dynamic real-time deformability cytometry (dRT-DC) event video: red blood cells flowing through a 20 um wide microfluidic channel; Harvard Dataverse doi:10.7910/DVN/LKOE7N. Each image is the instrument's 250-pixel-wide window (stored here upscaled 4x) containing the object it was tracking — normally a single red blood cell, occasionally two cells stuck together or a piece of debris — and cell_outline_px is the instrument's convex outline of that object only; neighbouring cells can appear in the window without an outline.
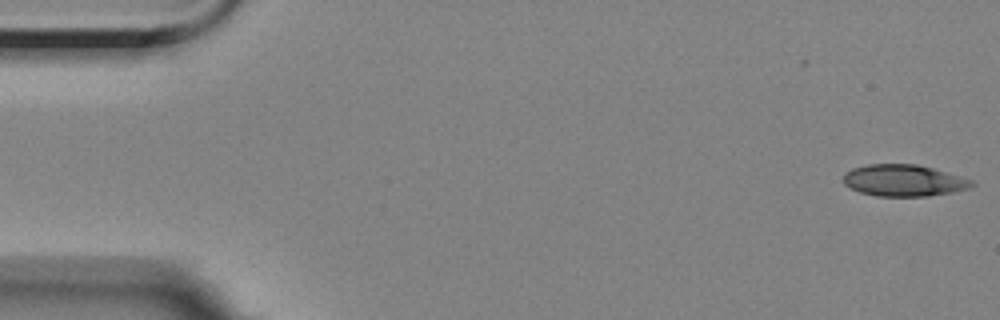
{"species": "Egyptian fruit bat (a non-hibernating species)", "species_latin": "Rousettus aegyptiacus", "temperature_condition": "room temperature", "stored_images_in_passage": 46, "camera_frame_rate_fps": 3000, "um_per_image_px": 0.085, "animal": {"sex": "female"}, "frame": {"image": 1, "passage_image": 1, "time_ms": 0.0, "image_size_px": [1000, 320], "cell_outline_px": [[976, 184], [968, 188], [952, 192], [928, 196], [876, 196], [860, 192], [844, 184], [844, 176], [852, 168], [868, 164], [916, 164], [932, 168], [960, 176], [972, 180]], "centroid_in_image_um": [76.83, 15.34], "position_along_channel_um": 8.2, "area_um2": 23.47}}
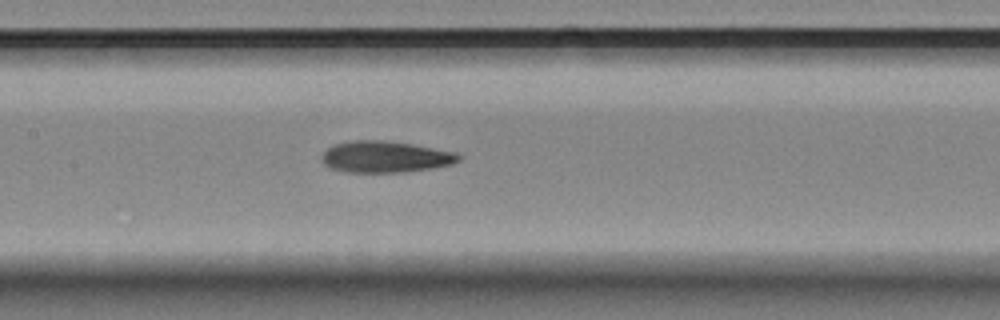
{"frame": {"image": 2, "passage_image": 26, "time_ms": 8.333, "image_size_px": [1000, 320], "cell_outline_px": [[460, 160], [452, 164], [432, 168], [400, 172], [348, 172], [332, 168], [324, 164], [324, 152], [328, 148], [336, 144], [352, 140], [384, 140], [412, 144], [456, 152], [460, 156]], "centroid_in_image_um": [32.79, 13.32], "position_along_channel_um": 174.6, "area_um2": 24.74}}
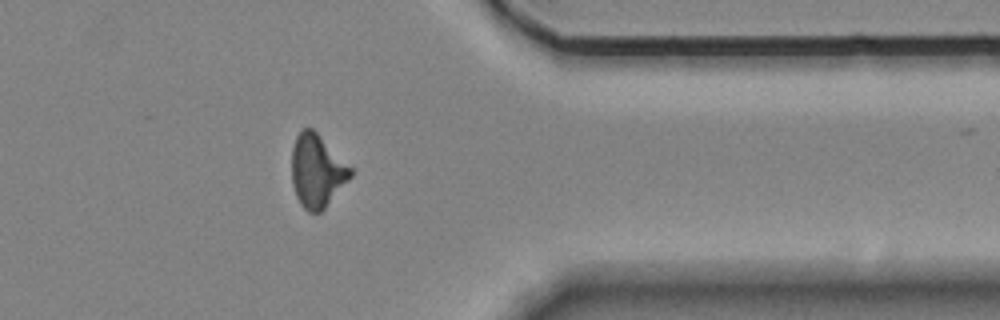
{"frame": {"image": 3, "passage_image": 45, "time_ms": 14.667, "image_size_px": [1000, 320], "cell_outline_px": [[352, 176], [324, 208], [320, 212], [308, 212], [300, 204], [296, 196], [292, 184], [292, 148], [296, 136], [304, 128], [312, 128], [352, 168]], "centroid_in_image_um": [26.93, 14.53], "position_along_channel_um": 384.5, "area_um2": 24.68}}